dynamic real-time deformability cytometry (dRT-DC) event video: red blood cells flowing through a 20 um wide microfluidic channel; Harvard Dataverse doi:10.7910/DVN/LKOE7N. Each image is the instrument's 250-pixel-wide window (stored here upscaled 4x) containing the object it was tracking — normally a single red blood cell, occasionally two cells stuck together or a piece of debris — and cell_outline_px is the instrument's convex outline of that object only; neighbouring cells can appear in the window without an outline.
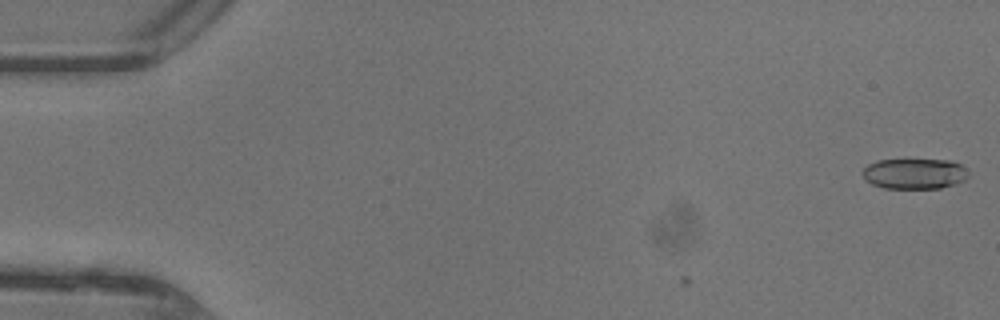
{"species": "common noctule bat (a hibernating species)", "species_latin": "Nyctalus noctula", "temperature_condition": "warm", "stored_images_in_passage": 6, "camera_frame_rate_fps": 3000, "um_per_image_px": 0.085, "animal": {"sex": "female"}, "frame": {"image": 1, "passage_image": 1, "time_ms": 0.0, "image_size_px": [1000, 320], "cell_outline_px": [[968, 176], [964, 180], [956, 184], [940, 188], [884, 188], [872, 184], [860, 172], [868, 164], [876, 160], [904, 156], [952, 160], [960, 164], [964, 168]], "centroid_in_image_um": [77.7, 14.69], "position_along_channel_um": 7.3, "area_um2": 19.83}}